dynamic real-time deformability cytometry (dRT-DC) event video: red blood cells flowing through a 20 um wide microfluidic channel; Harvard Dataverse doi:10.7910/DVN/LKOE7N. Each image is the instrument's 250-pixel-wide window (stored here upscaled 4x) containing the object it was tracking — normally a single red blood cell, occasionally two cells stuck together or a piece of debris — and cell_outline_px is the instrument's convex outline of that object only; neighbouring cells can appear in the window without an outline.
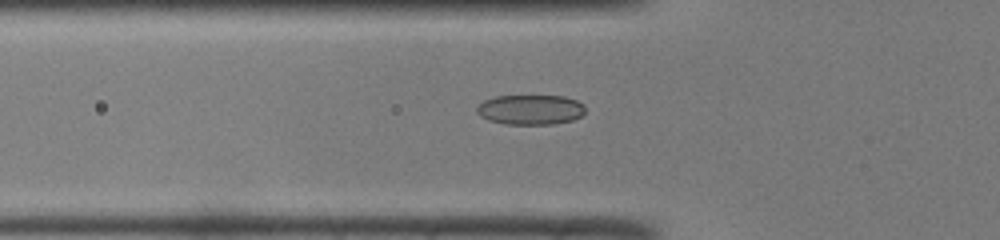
{"species": "common noctule bat (a hibernating species)", "species_latin": "Nyctalus noctula", "temperature_condition": "room temperature", "stored_images_in_passage": 47, "camera_frame_rate_fps": 3000, "um_per_image_px": 0.085, "animal": {"sex": "male", "body_mass_g": 19.0, "forearm_length_mm": 50.8}, "frame": {"image": 1, "passage_image": 18, "time_ms": 5.667, "image_size_px": [1000, 240], "cell_outline_px": [[584, 112], [580, 116], [572, 120], [552, 124], [508, 124], [488, 120], [480, 116], [476, 112], [476, 108], [484, 100], [496, 96], [564, 96], [576, 100], [584, 104]], "centroid_in_image_um": [45.08, 9.32], "position_along_channel_um": 80.7, "area_um2": 18.84}}
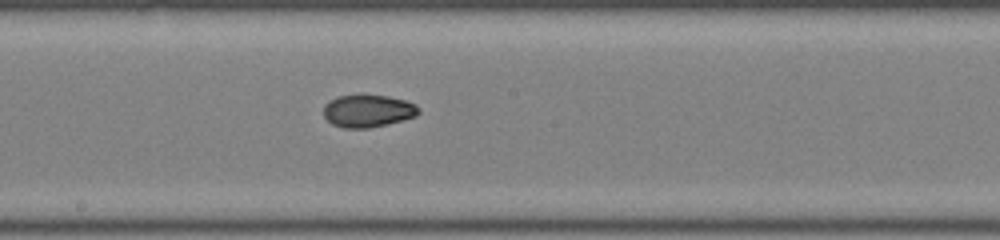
{"frame": {"image": 2, "passage_image": 28, "time_ms": 9.0, "image_size_px": [1000, 240], "cell_outline_px": [[420, 112], [416, 116], [368, 128], [344, 128], [332, 124], [324, 116], [324, 104], [336, 96], [360, 92], [388, 96], [404, 100], [416, 104], [420, 108]], "centroid_in_image_um": [31.24, 9.37], "position_along_channel_um": 217.0, "area_um2": 18.44}}
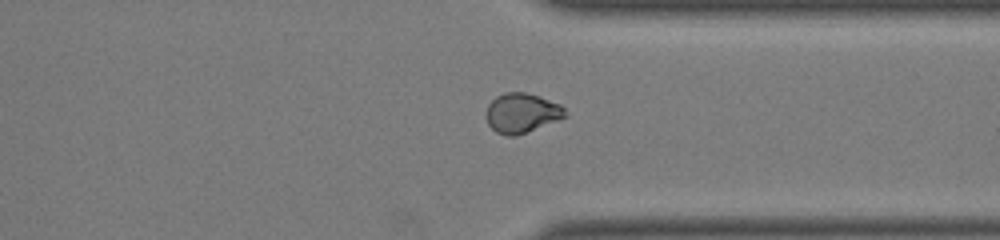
{"frame": {"image": 3, "passage_image": 39, "time_ms": 12.667, "image_size_px": [1000, 240], "cell_outline_px": [[568, 116], [516, 136], [508, 136], [496, 132], [488, 124], [484, 116], [488, 104], [496, 96], [504, 92], [524, 92], [540, 96], [560, 104], [564, 108]], "centroid_in_image_um": [44.33, 9.6], "position_along_channel_um": 367.1, "area_um2": 18.38}}